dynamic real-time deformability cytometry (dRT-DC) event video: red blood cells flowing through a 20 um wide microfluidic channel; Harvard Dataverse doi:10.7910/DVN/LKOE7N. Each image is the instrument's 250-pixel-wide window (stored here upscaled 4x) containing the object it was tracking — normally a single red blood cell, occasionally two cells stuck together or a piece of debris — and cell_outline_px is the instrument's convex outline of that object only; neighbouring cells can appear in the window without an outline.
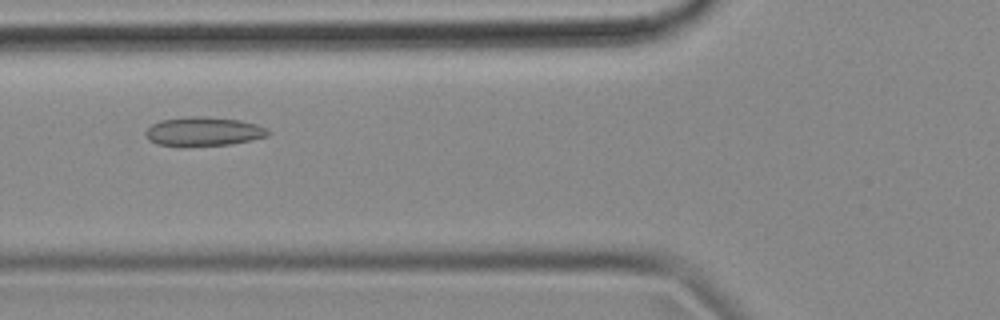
{"species": "common noctule bat (a hibernating species)", "species_latin": "Nyctalus noctula", "temperature_condition": "cold", "stored_images_in_passage": 49, "camera_frame_rate_fps": 3000, "um_per_image_px": 0.085, "animal": {"sex": "female", "body_mass_g": 18.4}, "frame": {"image": 1, "passage_image": 18, "time_ms": 5.667, "image_size_px": [1000, 320], "cell_outline_px": [[272, 132], [268, 136], [252, 140], [232, 144], [180, 148], [156, 144], [148, 140], [144, 132], [152, 124], [160, 120], [192, 116], [204, 116], [240, 120], [256, 124], [268, 128]], "centroid_in_image_um": [17.29, 11.21], "position_along_channel_um": 108.5, "area_um2": 21.39}}
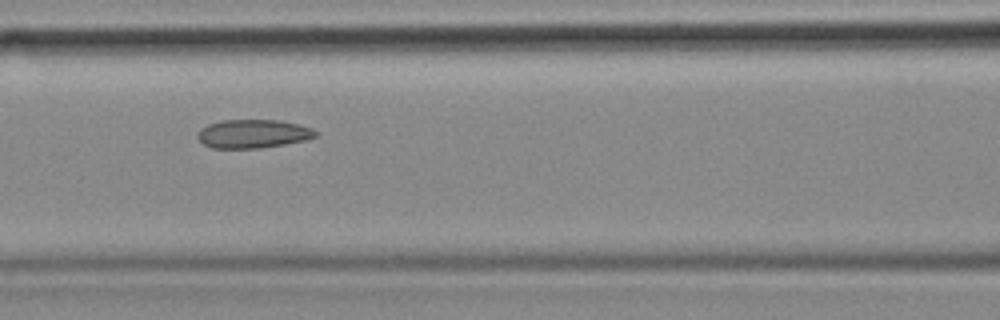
{"frame": {"image": 2, "passage_image": 21, "time_ms": 6.667, "image_size_px": [1000, 320], "cell_outline_px": [[320, 136], [304, 140], [284, 144], [260, 148], [212, 148], [204, 144], [196, 136], [196, 132], [200, 128], [208, 124], [220, 120], [280, 120], [312, 128]], "centroid_in_image_um": [21.48, 11.37], "position_along_channel_um": 145.1, "area_um2": 19.71}}
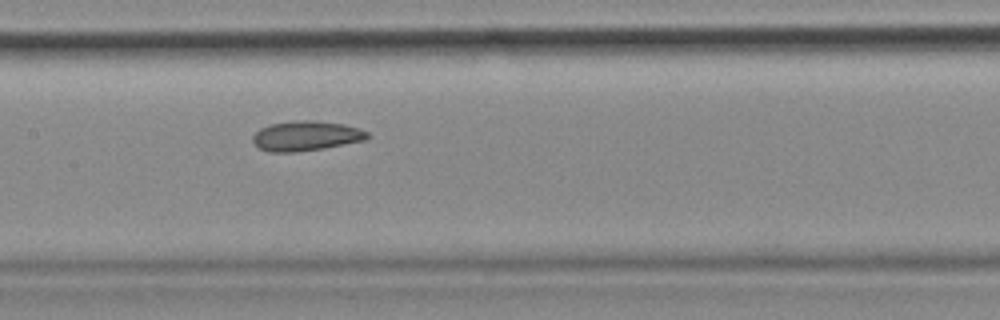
{"frame": {"image": 3, "passage_image": 24, "time_ms": 7.667, "image_size_px": [1000, 320], "cell_outline_px": [[372, 136], [368, 140], [324, 148], [296, 152], [268, 152], [260, 148], [252, 140], [252, 136], [260, 128], [272, 124], [300, 120], [312, 120], [344, 124], [360, 128], [368, 132]], "centroid_in_image_um": [26.08, 11.55], "position_along_channel_um": 181.3, "area_um2": 20.06}, "authors_computed_cell_mechanics": {"area_um2": 20.23, "velocity_mm_per_s": 3.6374, "shape_relaxation_time_tau1_ms": null, "shape_relaxation_time_tau2_ms": 3.7629, "deformation_change_tau1": null, "deformation_change_tau2": 0.0956}}